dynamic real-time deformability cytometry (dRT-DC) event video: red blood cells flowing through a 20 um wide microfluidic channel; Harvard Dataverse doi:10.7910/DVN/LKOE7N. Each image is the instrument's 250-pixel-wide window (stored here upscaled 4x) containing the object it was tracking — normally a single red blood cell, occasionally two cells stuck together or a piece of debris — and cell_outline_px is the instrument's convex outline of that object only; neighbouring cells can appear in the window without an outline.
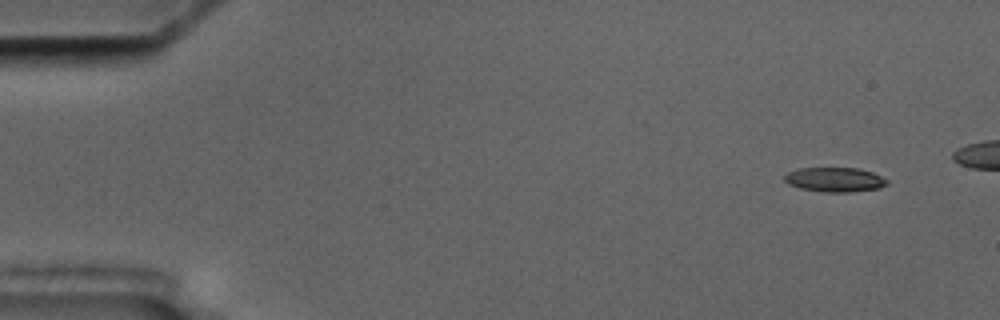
{"species": "common noctule bat (a hibernating species)", "species_latin": "Nyctalus noctula", "temperature_condition": "cold", "stored_images_in_passage": 5, "camera_frame_rate_fps": 3000, "um_per_image_px": 0.085, "animal": {"sex": "male", "body_mass_g": 17.5, "forearm_length_mm": 52.3}, "frame": {"image": 1, "passage_image": 2, "time_ms": 1.333, "image_size_px": [1000, 320], "cell_outline_px": [[888, 184], [880, 188], [848, 192], [824, 192], [800, 188], [788, 184], [784, 180], [784, 176], [788, 172], [796, 168], [860, 168], [872, 172], [888, 180]], "centroid_in_image_um": [70.95, 15.26], "position_along_channel_um": 14.1, "area_um2": 14.68}}